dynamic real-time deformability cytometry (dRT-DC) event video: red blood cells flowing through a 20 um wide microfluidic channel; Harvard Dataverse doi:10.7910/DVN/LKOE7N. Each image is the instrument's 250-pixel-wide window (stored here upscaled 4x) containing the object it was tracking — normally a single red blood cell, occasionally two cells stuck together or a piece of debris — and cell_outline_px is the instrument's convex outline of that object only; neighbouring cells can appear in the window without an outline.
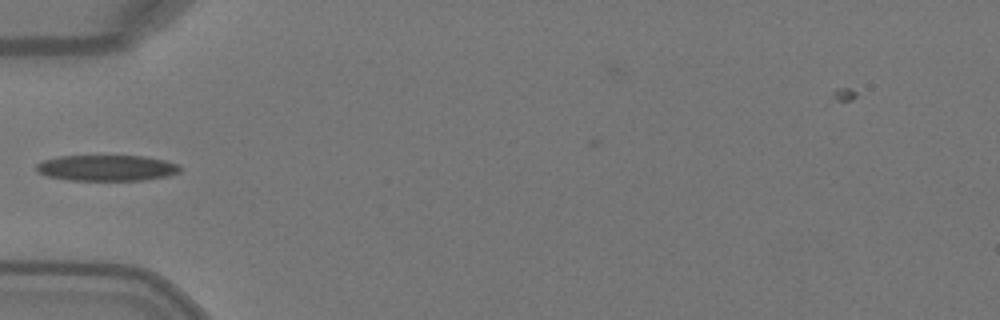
{"species": "Egyptian fruit bat (a non-hibernating species)", "species_latin": "Rousettus aegyptiacus", "temperature_condition": "warm", "stored_images_in_passage": 4, "camera_frame_rate_fps": 3000, "um_per_image_px": 0.085, "animal": {"sex": "female"}, "frame": {"image": 1, "passage_image": 4, "time_ms": 1.0, "image_size_px": [1000, 320], "cell_outline_px": [[180, 172], [168, 176], [144, 180], [68, 180], [48, 176], [36, 172], [36, 164], [44, 160], [60, 156], [144, 156], [164, 160], [180, 164]], "centroid_in_image_um": [9.08, 14.28], "position_along_channel_um": 75.9, "area_um2": 21.73}}